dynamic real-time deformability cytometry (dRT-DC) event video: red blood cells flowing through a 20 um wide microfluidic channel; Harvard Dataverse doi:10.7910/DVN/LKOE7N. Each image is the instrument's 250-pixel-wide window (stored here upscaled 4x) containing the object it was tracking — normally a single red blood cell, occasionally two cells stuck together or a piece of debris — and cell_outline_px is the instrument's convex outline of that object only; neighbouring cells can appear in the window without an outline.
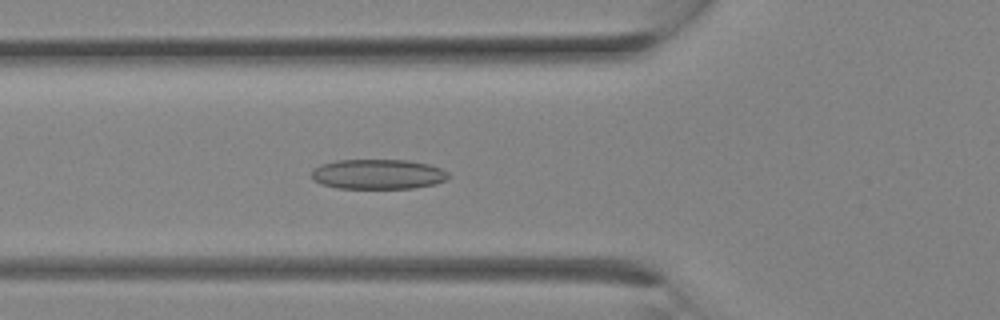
{"species": "Egyptian fruit bat (a non-hibernating species)", "species_latin": "Rousettus aegyptiacus", "temperature_condition": "room temperature", "stored_images_in_passage": 13, "camera_frame_rate_fps": 3000, "um_per_image_px": 0.085, "animal": {"sex": "female"}, "frame": {"image": 1, "passage_image": 6, "time_ms": 1.667, "image_size_px": [1000, 320], "cell_outline_px": [[452, 176], [436, 184], [412, 188], [336, 188], [320, 184], [312, 180], [312, 172], [320, 164], [336, 160], [408, 160], [428, 164], [440, 168], [448, 172]], "centroid_in_image_um": [32.13, 14.81], "position_along_channel_um": 93.7, "area_um2": 23.99}}
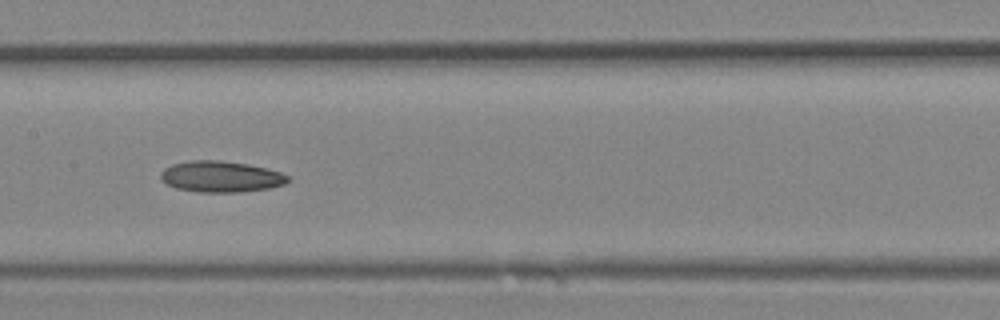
{"frame": {"image": 2, "passage_image": 10, "time_ms": 3.0, "image_size_px": [1000, 320], "cell_outline_px": [[292, 180], [284, 184], [268, 188], [240, 192], [200, 192], [176, 188], [160, 180], [160, 172], [164, 168], [172, 164], [192, 160], [220, 160], [248, 164], [268, 168], [280, 172], [288, 176]], "centroid_in_image_um": [18.77, 15.0], "position_along_channel_um": 188.6, "area_um2": 23.18}}
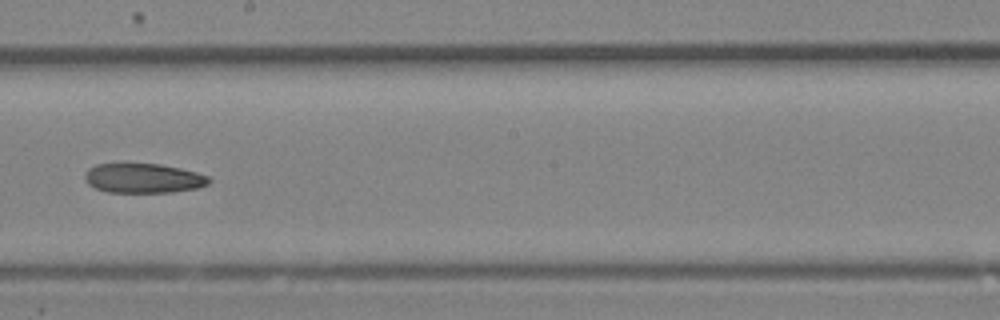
{"frame": {"image": 3, "passage_image": 12, "time_ms": 3.667, "image_size_px": [1000, 320], "cell_outline_px": [[212, 180], [208, 184], [196, 188], [172, 192], [108, 192], [96, 188], [88, 184], [84, 180], [84, 172], [88, 168], [96, 164], [160, 164], [180, 168], [196, 172], [208, 176]], "centroid_in_image_um": [12.16, 15.15], "position_along_channel_um": 236.0, "area_um2": 21.39}}